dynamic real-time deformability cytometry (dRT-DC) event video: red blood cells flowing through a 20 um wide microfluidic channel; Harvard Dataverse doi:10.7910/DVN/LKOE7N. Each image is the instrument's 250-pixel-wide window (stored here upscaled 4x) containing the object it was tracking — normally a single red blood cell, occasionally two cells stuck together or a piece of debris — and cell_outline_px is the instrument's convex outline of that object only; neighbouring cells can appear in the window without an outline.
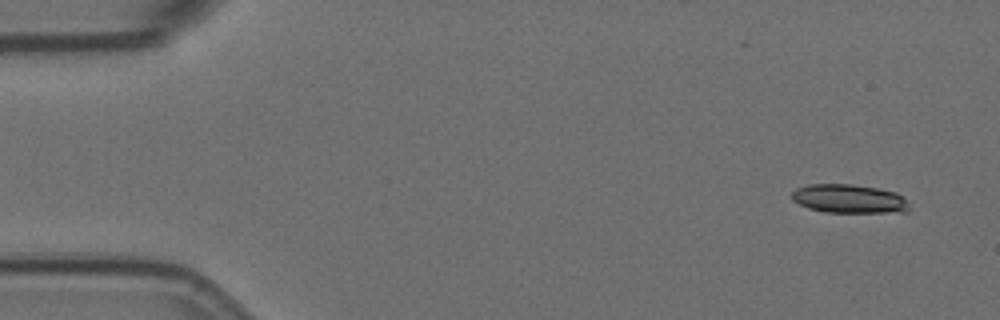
{"species": "Egyptian fruit bat (a non-hibernating species)", "species_latin": "Rousettus aegyptiacus", "temperature_condition": "room temperature", "stored_images_in_passage": 4, "camera_frame_rate_fps": 3000, "um_per_image_px": 0.085, "animal": {"sex": "female"}, "frame": {"image": 1, "passage_image": 1, "time_ms": 0.0, "image_size_px": [1000, 320], "cell_outline_px": [[908, 212], [824, 212], [808, 208], [792, 200], [792, 192], [796, 188], [808, 184], [852, 184], [876, 188], [896, 192], [904, 196], [908, 204]], "centroid_in_image_um": [72.17, 16.89], "position_along_channel_um": 12.8, "area_um2": 19.71}}